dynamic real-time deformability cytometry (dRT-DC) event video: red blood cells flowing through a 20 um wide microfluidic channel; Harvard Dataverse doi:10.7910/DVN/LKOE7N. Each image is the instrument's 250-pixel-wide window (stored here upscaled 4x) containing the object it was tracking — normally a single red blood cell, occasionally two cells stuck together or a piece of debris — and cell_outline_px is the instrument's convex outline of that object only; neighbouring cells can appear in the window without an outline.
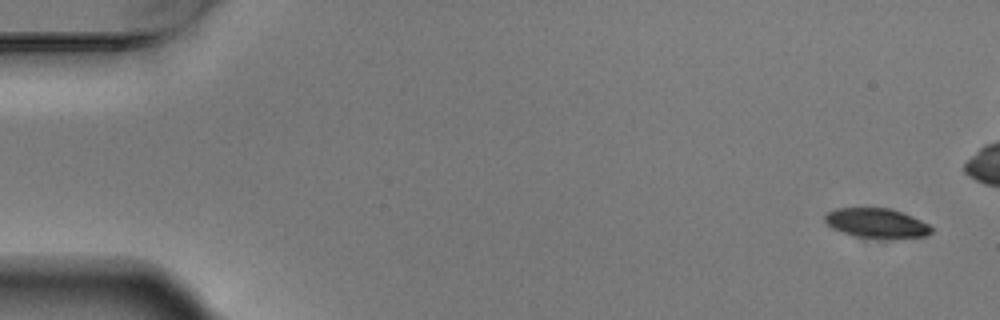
{"species": "Egyptian fruit bat (a non-hibernating species)", "species_latin": "Rousettus aegyptiacus", "temperature_condition": "warm", "stored_images_in_passage": 6, "camera_frame_rate_fps": 3000, "um_per_image_px": 0.085, "animal": {"sex": "male"}, "frame": {"image": 1, "passage_image": 1, "time_ms": 0.0, "image_size_px": [1000, 320], "cell_outline_px": [[932, 232], [924, 236], [856, 236], [832, 228], [824, 220], [824, 216], [828, 212], [836, 208], [892, 208], [912, 216], [928, 224], [932, 228]], "centroid_in_image_um": [74.47, 18.91], "position_along_channel_um": 10.5, "area_um2": 17.57}}